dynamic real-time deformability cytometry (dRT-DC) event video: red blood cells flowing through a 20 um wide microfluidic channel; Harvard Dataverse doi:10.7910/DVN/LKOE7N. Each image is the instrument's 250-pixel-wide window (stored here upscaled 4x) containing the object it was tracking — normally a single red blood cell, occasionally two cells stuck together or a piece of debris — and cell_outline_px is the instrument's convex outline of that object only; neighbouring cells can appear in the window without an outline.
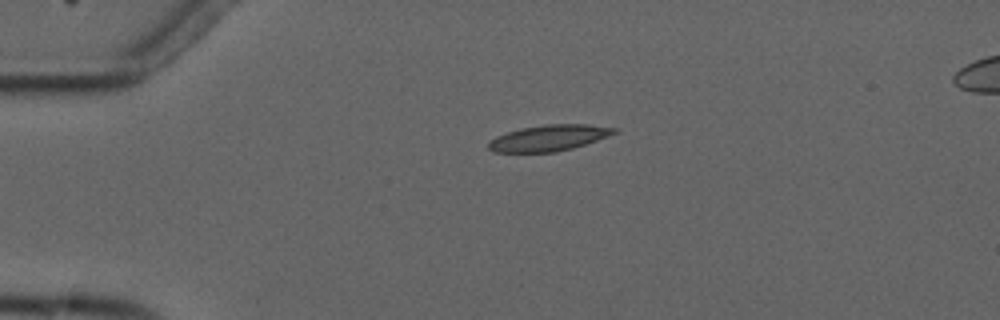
{"species": "common noctule bat (a hibernating species)", "species_latin": "Nyctalus noctula", "temperature_condition": "cold", "stored_images_in_passage": 3, "camera_frame_rate_fps": 3000, "um_per_image_px": 0.085, "animal": {"sex": "male", "forearm_length_mm": 52.5}, "frame": {"image": 1, "passage_image": 1, "time_ms": 0.0, "image_size_px": [1000, 320], "cell_outline_px": [[620, 132], [572, 148], [556, 152], [492, 152], [488, 148], [488, 144], [496, 136], [520, 128], [544, 124], [588, 124], [620, 128]], "centroid_in_image_um": [46.7, 11.71], "position_along_channel_um": 38.3, "area_um2": 19.13}}